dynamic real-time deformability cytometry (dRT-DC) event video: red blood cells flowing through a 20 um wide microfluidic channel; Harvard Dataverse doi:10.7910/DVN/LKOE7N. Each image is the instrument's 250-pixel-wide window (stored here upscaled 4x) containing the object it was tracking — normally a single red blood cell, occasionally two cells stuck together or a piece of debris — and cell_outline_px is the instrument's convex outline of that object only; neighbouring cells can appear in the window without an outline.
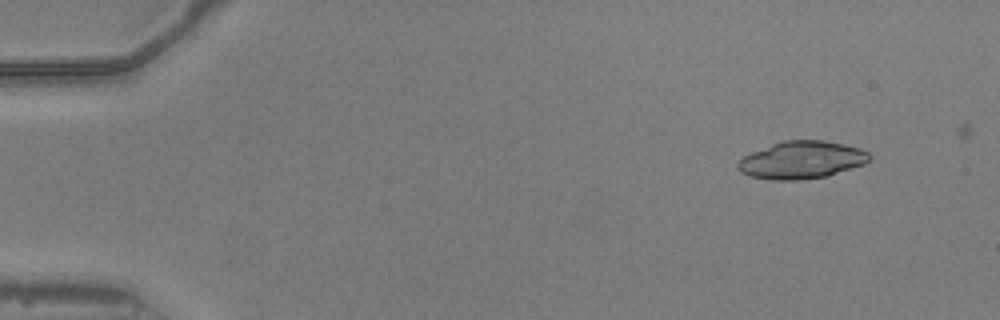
{"species": "common noctule bat (a hibernating species)", "species_latin": "Nyctalus noctula", "temperature_condition": "warm", "stored_images_in_passage": 52, "camera_frame_rate_fps": 3000, "um_per_image_px": 0.085, "animal": {"sex": "male", "body_mass_g": 20.5, "forearm_length_mm": 52.5}, "frame": {"image": 1, "passage_image": 5, "time_ms": 1.333, "image_size_px": [1000, 320], "cell_outline_px": [[872, 156], [864, 164], [828, 176], [800, 180], [772, 180], [748, 176], [740, 172], [736, 168], [736, 164], [744, 156], [752, 152], [772, 144], [784, 140], [824, 140], [860, 148], [868, 152]], "centroid_in_image_um": [68.12, 13.61], "position_along_channel_um": 16.9, "area_um2": 28.84}}